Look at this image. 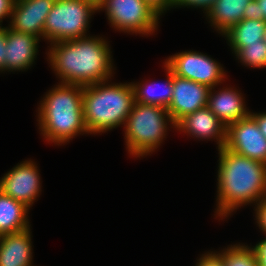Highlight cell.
<instances>
[{"instance_id":"cell-1","label":"cell","mask_w":266,"mask_h":266,"mask_svg":"<svg viewBox=\"0 0 266 266\" xmlns=\"http://www.w3.org/2000/svg\"><path fill=\"white\" fill-rule=\"evenodd\" d=\"M50 46L47 61L60 83L86 86L109 81L113 76L111 47L102 37L89 35Z\"/></svg>"},{"instance_id":"cell-2","label":"cell","mask_w":266,"mask_h":266,"mask_svg":"<svg viewBox=\"0 0 266 266\" xmlns=\"http://www.w3.org/2000/svg\"><path fill=\"white\" fill-rule=\"evenodd\" d=\"M217 171L216 218L225 219L239 207L266 198V164L222 147Z\"/></svg>"},{"instance_id":"cell-3","label":"cell","mask_w":266,"mask_h":266,"mask_svg":"<svg viewBox=\"0 0 266 266\" xmlns=\"http://www.w3.org/2000/svg\"><path fill=\"white\" fill-rule=\"evenodd\" d=\"M83 86L58 83L38 107V125L46 141L62 145L79 134H89L83 118Z\"/></svg>"},{"instance_id":"cell-4","label":"cell","mask_w":266,"mask_h":266,"mask_svg":"<svg viewBox=\"0 0 266 266\" xmlns=\"http://www.w3.org/2000/svg\"><path fill=\"white\" fill-rule=\"evenodd\" d=\"M108 83L83 86V118L90 134L124 125L134 104L131 83Z\"/></svg>"},{"instance_id":"cell-5","label":"cell","mask_w":266,"mask_h":266,"mask_svg":"<svg viewBox=\"0 0 266 266\" xmlns=\"http://www.w3.org/2000/svg\"><path fill=\"white\" fill-rule=\"evenodd\" d=\"M168 124L175 128L166 108L134 102L123 126L128 153L143 158L155 152L167 136Z\"/></svg>"},{"instance_id":"cell-6","label":"cell","mask_w":266,"mask_h":266,"mask_svg":"<svg viewBox=\"0 0 266 266\" xmlns=\"http://www.w3.org/2000/svg\"><path fill=\"white\" fill-rule=\"evenodd\" d=\"M98 11L93 0H56L44 24V39L52 43L87 37L91 16Z\"/></svg>"},{"instance_id":"cell-7","label":"cell","mask_w":266,"mask_h":266,"mask_svg":"<svg viewBox=\"0 0 266 266\" xmlns=\"http://www.w3.org/2000/svg\"><path fill=\"white\" fill-rule=\"evenodd\" d=\"M97 8L105 11L109 24L120 32L147 36L159 26L160 17L143 0H100Z\"/></svg>"},{"instance_id":"cell-8","label":"cell","mask_w":266,"mask_h":266,"mask_svg":"<svg viewBox=\"0 0 266 266\" xmlns=\"http://www.w3.org/2000/svg\"><path fill=\"white\" fill-rule=\"evenodd\" d=\"M164 64L174 75L215 88L227 77L222 65L197 51H183L169 56Z\"/></svg>"},{"instance_id":"cell-9","label":"cell","mask_w":266,"mask_h":266,"mask_svg":"<svg viewBox=\"0 0 266 266\" xmlns=\"http://www.w3.org/2000/svg\"><path fill=\"white\" fill-rule=\"evenodd\" d=\"M224 148L266 164V138L250 114L227 126Z\"/></svg>"},{"instance_id":"cell-10","label":"cell","mask_w":266,"mask_h":266,"mask_svg":"<svg viewBox=\"0 0 266 266\" xmlns=\"http://www.w3.org/2000/svg\"><path fill=\"white\" fill-rule=\"evenodd\" d=\"M38 166L32 160L18 163L0 179V190L31 208L41 193Z\"/></svg>"},{"instance_id":"cell-11","label":"cell","mask_w":266,"mask_h":266,"mask_svg":"<svg viewBox=\"0 0 266 266\" xmlns=\"http://www.w3.org/2000/svg\"><path fill=\"white\" fill-rule=\"evenodd\" d=\"M210 88L207 85L173 74V91L167 108L174 124L187 114L206 107Z\"/></svg>"},{"instance_id":"cell-12","label":"cell","mask_w":266,"mask_h":266,"mask_svg":"<svg viewBox=\"0 0 266 266\" xmlns=\"http://www.w3.org/2000/svg\"><path fill=\"white\" fill-rule=\"evenodd\" d=\"M56 0H15L9 27L44 39V24Z\"/></svg>"},{"instance_id":"cell-13","label":"cell","mask_w":266,"mask_h":266,"mask_svg":"<svg viewBox=\"0 0 266 266\" xmlns=\"http://www.w3.org/2000/svg\"><path fill=\"white\" fill-rule=\"evenodd\" d=\"M175 129L198 140L215 139L218 149L225 145L227 127L207 106L180 119L175 124Z\"/></svg>"},{"instance_id":"cell-14","label":"cell","mask_w":266,"mask_h":266,"mask_svg":"<svg viewBox=\"0 0 266 266\" xmlns=\"http://www.w3.org/2000/svg\"><path fill=\"white\" fill-rule=\"evenodd\" d=\"M39 38L6 27V58L4 72L25 71L37 57Z\"/></svg>"},{"instance_id":"cell-15","label":"cell","mask_w":266,"mask_h":266,"mask_svg":"<svg viewBox=\"0 0 266 266\" xmlns=\"http://www.w3.org/2000/svg\"><path fill=\"white\" fill-rule=\"evenodd\" d=\"M207 107L226 127L250 114L242 93L234 87H223L218 91L210 88Z\"/></svg>"},{"instance_id":"cell-16","label":"cell","mask_w":266,"mask_h":266,"mask_svg":"<svg viewBox=\"0 0 266 266\" xmlns=\"http://www.w3.org/2000/svg\"><path fill=\"white\" fill-rule=\"evenodd\" d=\"M31 229L0 236V266H34L32 264Z\"/></svg>"},{"instance_id":"cell-17","label":"cell","mask_w":266,"mask_h":266,"mask_svg":"<svg viewBox=\"0 0 266 266\" xmlns=\"http://www.w3.org/2000/svg\"><path fill=\"white\" fill-rule=\"evenodd\" d=\"M252 0H216L205 13L222 36L243 19L246 6Z\"/></svg>"},{"instance_id":"cell-18","label":"cell","mask_w":266,"mask_h":266,"mask_svg":"<svg viewBox=\"0 0 266 266\" xmlns=\"http://www.w3.org/2000/svg\"><path fill=\"white\" fill-rule=\"evenodd\" d=\"M29 209L24 203L13 199L0 190V236L30 228Z\"/></svg>"},{"instance_id":"cell-19","label":"cell","mask_w":266,"mask_h":266,"mask_svg":"<svg viewBox=\"0 0 266 266\" xmlns=\"http://www.w3.org/2000/svg\"><path fill=\"white\" fill-rule=\"evenodd\" d=\"M164 68L168 74L164 84L157 82L150 83L147 80L146 83L131 82L134 102L168 108L173 91V72L165 64Z\"/></svg>"},{"instance_id":"cell-20","label":"cell","mask_w":266,"mask_h":266,"mask_svg":"<svg viewBox=\"0 0 266 266\" xmlns=\"http://www.w3.org/2000/svg\"><path fill=\"white\" fill-rule=\"evenodd\" d=\"M265 29L263 20L242 19L223 36L235 55L244 46L263 40Z\"/></svg>"},{"instance_id":"cell-21","label":"cell","mask_w":266,"mask_h":266,"mask_svg":"<svg viewBox=\"0 0 266 266\" xmlns=\"http://www.w3.org/2000/svg\"><path fill=\"white\" fill-rule=\"evenodd\" d=\"M225 266H259L254 249L244 244L227 246L220 252H215Z\"/></svg>"},{"instance_id":"cell-22","label":"cell","mask_w":266,"mask_h":266,"mask_svg":"<svg viewBox=\"0 0 266 266\" xmlns=\"http://www.w3.org/2000/svg\"><path fill=\"white\" fill-rule=\"evenodd\" d=\"M235 56L242 65L249 66V68H266V42L261 40L248 44L241 48Z\"/></svg>"},{"instance_id":"cell-23","label":"cell","mask_w":266,"mask_h":266,"mask_svg":"<svg viewBox=\"0 0 266 266\" xmlns=\"http://www.w3.org/2000/svg\"><path fill=\"white\" fill-rule=\"evenodd\" d=\"M216 0H174L173 7H194V8H201L206 13L207 10L214 4Z\"/></svg>"},{"instance_id":"cell-24","label":"cell","mask_w":266,"mask_h":266,"mask_svg":"<svg viewBox=\"0 0 266 266\" xmlns=\"http://www.w3.org/2000/svg\"><path fill=\"white\" fill-rule=\"evenodd\" d=\"M159 17L174 6V0H143Z\"/></svg>"},{"instance_id":"cell-25","label":"cell","mask_w":266,"mask_h":266,"mask_svg":"<svg viewBox=\"0 0 266 266\" xmlns=\"http://www.w3.org/2000/svg\"><path fill=\"white\" fill-rule=\"evenodd\" d=\"M195 266H225L223 260L213 251L206 252L198 260Z\"/></svg>"},{"instance_id":"cell-26","label":"cell","mask_w":266,"mask_h":266,"mask_svg":"<svg viewBox=\"0 0 266 266\" xmlns=\"http://www.w3.org/2000/svg\"><path fill=\"white\" fill-rule=\"evenodd\" d=\"M255 218L260 231L264 232L266 236V198L263 199L255 207Z\"/></svg>"},{"instance_id":"cell-27","label":"cell","mask_w":266,"mask_h":266,"mask_svg":"<svg viewBox=\"0 0 266 266\" xmlns=\"http://www.w3.org/2000/svg\"><path fill=\"white\" fill-rule=\"evenodd\" d=\"M256 253L258 265L266 266V236L265 239L258 242L255 246L252 247Z\"/></svg>"},{"instance_id":"cell-28","label":"cell","mask_w":266,"mask_h":266,"mask_svg":"<svg viewBox=\"0 0 266 266\" xmlns=\"http://www.w3.org/2000/svg\"><path fill=\"white\" fill-rule=\"evenodd\" d=\"M15 0H0V26L2 25L3 19L11 18Z\"/></svg>"},{"instance_id":"cell-29","label":"cell","mask_w":266,"mask_h":266,"mask_svg":"<svg viewBox=\"0 0 266 266\" xmlns=\"http://www.w3.org/2000/svg\"><path fill=\"white\" fill-rule=\"evenodd\" d=\"M6 58V27L0 26V72L4 71V61Z\"/></svg>"},{"instance_id":"cell-30","label":"cell","mask_w":266,"mask_h":266,"mask_svg":"<svg viewBox=\"0 0 266 266\" xmlns=\"http://www.w3.org/2000/svg\"><path fill=\"white\" fill-rule=\"evenodd\" d=\"M243 19L258 20L257 2L255 0H252L246 6L244 14H243Z\"/></svg>"},{"instance_id":"cell-31","label":"cell","mask_w":266,"mask_h":266,"mask_svg":"<svg viewBox=\"0 0 266 266\" xmlns=\"http://www.w3.org/2000/svg\"><path fill=\"white\" fill-rule=\"evenodd\" d=\"M250 115L256 120L260 132L266 138V112L264 113H255L250 111Z\"/></svg>"},{"instance_id":"cell-32","label":"cell","mask_w":266,"mask_h":266,"mask_svg":"<svg viewBox=\"0 0 266 266\" xmlns=\"http://www.w3.org/2000/svg\"><path fill=\"white\" fill-rule=\"evenodd\" d=\"M257 2L258 20L266 22V0H255Z\"/></svg>"},{"instance_id":"cell-33","label":"cell","mask_w":266,"mask_h":266,"mask_svg":"<svg viewBox=\"0 0 266 266\" xmlns=\"http://www.w3.org/2000/svg\"><path fill=\"white\" fill-rule=\"evenodd\" d=\"M263 40L266 42V29H265V32H264V38Z\"/></svg>"}]
</instances>
